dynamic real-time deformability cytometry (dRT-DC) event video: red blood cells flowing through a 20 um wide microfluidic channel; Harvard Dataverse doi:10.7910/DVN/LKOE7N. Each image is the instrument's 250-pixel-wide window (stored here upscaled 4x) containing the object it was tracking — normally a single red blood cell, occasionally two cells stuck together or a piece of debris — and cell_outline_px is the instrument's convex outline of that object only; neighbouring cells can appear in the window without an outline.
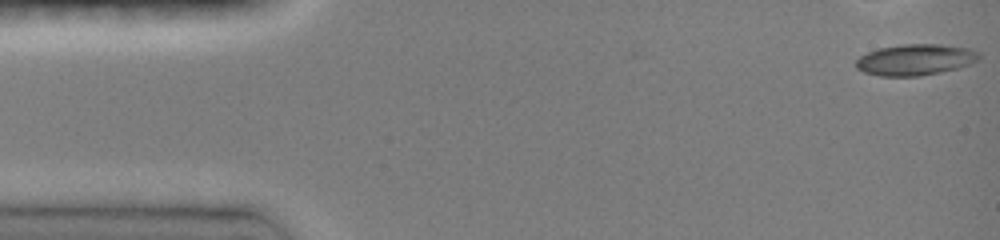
{"species": "common noctule bat (a hibernating species)", "species_latin": "Nyctalus noctula", "temperature_condition": "room temperature", "stored_images_in_passage": 11, "camera_frame_rate_fps": 3000, "um_per_image_px": 0.085, "animal": {"sex": "female", "body_mass_g": 19.0, "forearm_length_mm": 51.5}, "frame": {"image": 1, "passage_image": 1, "time_ms": 0.0, "image_size_px": [1000, 240], "cell_outline_px": [[980, 60], [956, 68], [940, 72], [920, 76], [880, 76], [864, 72], [856, 68], [856, 60], [860, 56], [868, 52], [880, 48], [904, 44], [940, 44], [968, 48], [980, 52]], "centroid_in_image_um": [77.81, 5.07], "position_along_channel_um": 7.2, "area_um2": 22.25}}